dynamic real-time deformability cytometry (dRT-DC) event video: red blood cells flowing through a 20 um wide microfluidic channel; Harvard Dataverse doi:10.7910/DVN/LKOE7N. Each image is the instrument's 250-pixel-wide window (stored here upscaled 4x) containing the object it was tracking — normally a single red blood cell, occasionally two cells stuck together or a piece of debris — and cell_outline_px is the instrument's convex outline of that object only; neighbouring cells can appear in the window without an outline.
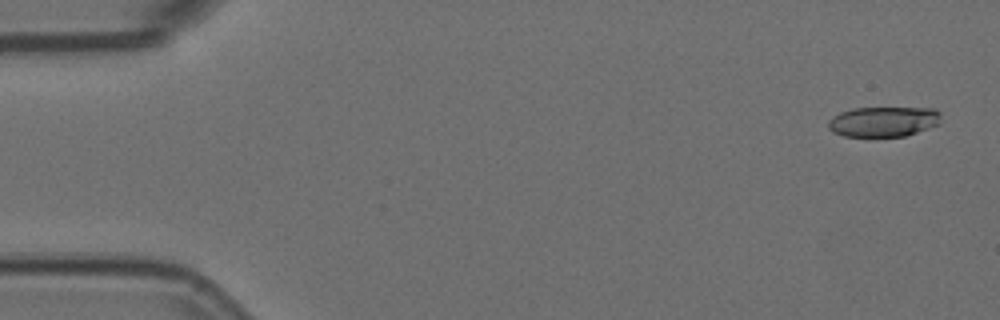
{"species": "Egyptian fruit bat (a non-hibernating species)", "species_latin": "Rousettus aegyptiacus", "temperature_condition": "room temperature", "stored_images_in_passage": 5, "camera_frame_rate_fps": 3000, "um_per_image_px": 0.085, "animal": {"sex": "female"}, "frame": {"image": 1, "passage_image": 1, "time_ms": 0.0, "image_size_px": [1000, 320], "cell_outline_px": [[940, 124], [904, 136], [844, 136], [832, 132], [828, 128], [828, 120], [832, 116], [840, 112], [852, 108], [936, 108], [940, 112]], "centroid_in_image_um": [75.08, 10.33], "position_along_channel_um": 9.9, "area_um2": 19.88}}
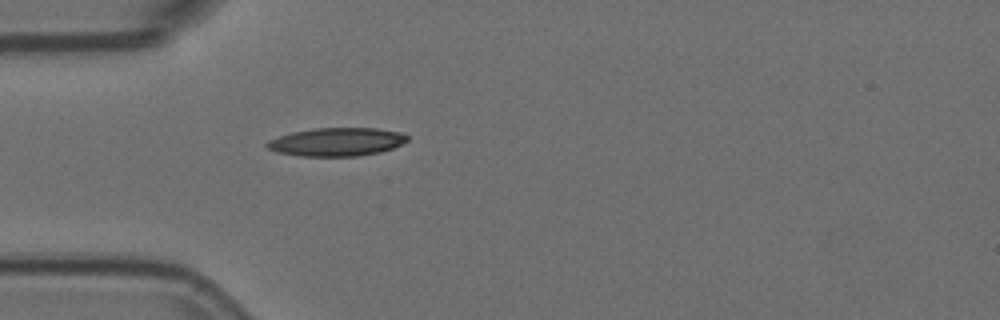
{"frame": {"image": 2, "passage_image": 5, "time_ms": 1.333, "image_size_px": [1000, 320], "cell_outline_px": [[408, 140], [392, 148], [380, 152], [356, 156], [300, 156], [276, 152], [268, 148], [264, 144], [268, 140], [292, 132], [312, 128], [376, 128], [400, 132], [408, 136]], "centroid_in_image_um": [28.59, 12.06], "position_along_channel_um": 56.4, "area_um2": 23.12}}